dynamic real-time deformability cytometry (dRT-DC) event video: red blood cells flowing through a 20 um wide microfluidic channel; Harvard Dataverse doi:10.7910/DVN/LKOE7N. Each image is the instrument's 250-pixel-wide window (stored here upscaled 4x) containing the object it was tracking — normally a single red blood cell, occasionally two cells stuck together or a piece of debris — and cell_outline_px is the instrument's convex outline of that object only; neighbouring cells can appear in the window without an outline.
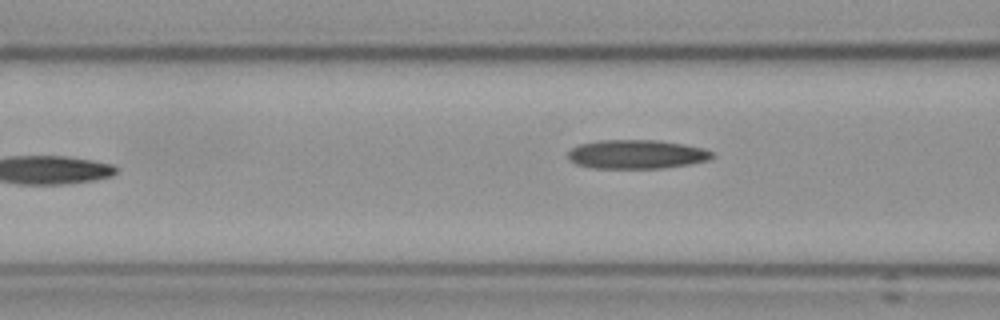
{"species": "Egyptian fruit bat (a non-hibernating species)", "species_latin": "Rousettus aegyptiacus", "temperature_condition": "cold", "stored_images_in_passage": 6, "camera_frame_rate_fps": 3000, "um_per_image_px": 0.085, "frame": {"image": 1, "passage_image": 6, "time_ms": 6.667, "image_size_px": [1000, 320], "cell_outline_px": [[716, 156], [708, 160], [688, 164], [664, 168], [592, 168], [576, 164], [568, 160], [568, 152], [572, 148], [580, 144], [600, 140], [660, 140], [684, 144], [704, 148], [712, 152]], "centroid_in_image_um": [54.12, 13.11], "position_along_channel_um": 112.5, "area_um2": 24.45}}